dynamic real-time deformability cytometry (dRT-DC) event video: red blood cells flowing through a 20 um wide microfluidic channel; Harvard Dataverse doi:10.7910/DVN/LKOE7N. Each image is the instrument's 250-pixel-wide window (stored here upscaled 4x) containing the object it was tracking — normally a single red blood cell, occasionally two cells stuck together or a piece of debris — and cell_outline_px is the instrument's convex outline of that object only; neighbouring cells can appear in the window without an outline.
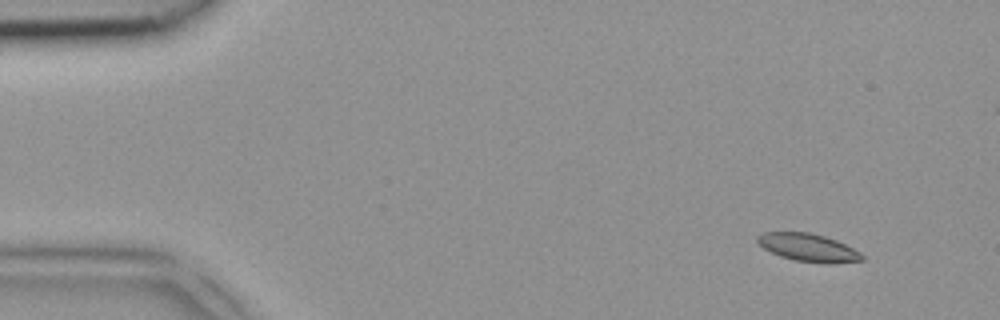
{"species": "common noctule bat (a hibernating species)", "species_latin": "Nyctalus noctula", "temperature_condition": "room temperature", "stored_images_in_passage": 5, "camera_frame_rate_fps": 3000, "um_per_image_px": 0.085, "animal": {"sex": "female", "body_mass_g": 18.4}, "frame": {"image": 1, "passage_image": 1, "time_ms": 0.0, "image_size_px": [1000, 320], "cell_outline_px": [[864, 260], [832, 264], [828, 264], [796, 260], [780, 256], [764, 248], [756, 240], [756, 236], [764, 232], [808, 232], [824, 236], [836, 240], [860, 252], [864, 256]], "centroid_in_image_um": [68.71, 21.04], "position_along_channel_um": 16.3, "area_um2": 16.88}}